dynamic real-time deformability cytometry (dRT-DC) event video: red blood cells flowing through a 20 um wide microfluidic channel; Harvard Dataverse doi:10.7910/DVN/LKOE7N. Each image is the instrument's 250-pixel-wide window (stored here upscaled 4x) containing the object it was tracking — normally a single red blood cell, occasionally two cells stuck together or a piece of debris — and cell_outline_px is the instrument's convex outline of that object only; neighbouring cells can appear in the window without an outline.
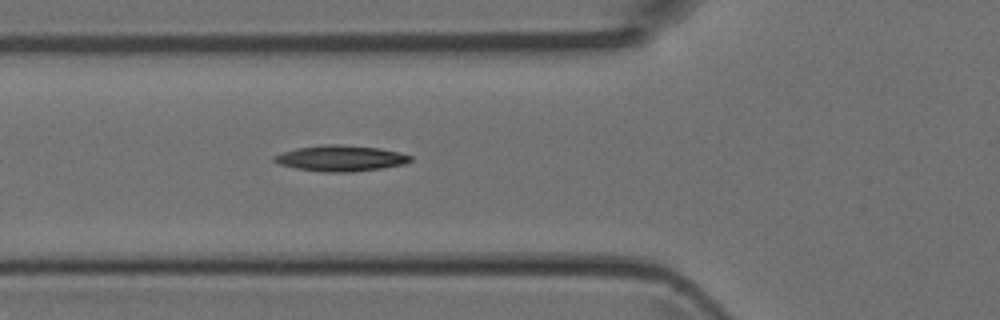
{"species": "Egyptian fruit bat (a non-hibernating species)", "species_latin": "Rousettus aegyptiacus", "temperature_condition": "room temperature", "stored_images_in_passage": 7, "camera_frame_rate_fps": 3000, "um_per_image_px": 0.085, "animal": {"sex": "female"}, "frame": {"image": 1, "passage_image": 7, "time_ms": 2.0, "image_size_px": [1000, 320], "cell_outline_px": [[412, 160], [404, 164], [380, 168], [352, 172], [320, 172], [296, 168], [280, 164], [272, 160], [272, 156], [296, 148], [324, 144], [336, 144], [380, 148], [400, 152], [412, 156]], "centroid_in_image_um": [28.95, 13.45], "position_along_channel_um": 96.8, "area_um2": 20.52}}